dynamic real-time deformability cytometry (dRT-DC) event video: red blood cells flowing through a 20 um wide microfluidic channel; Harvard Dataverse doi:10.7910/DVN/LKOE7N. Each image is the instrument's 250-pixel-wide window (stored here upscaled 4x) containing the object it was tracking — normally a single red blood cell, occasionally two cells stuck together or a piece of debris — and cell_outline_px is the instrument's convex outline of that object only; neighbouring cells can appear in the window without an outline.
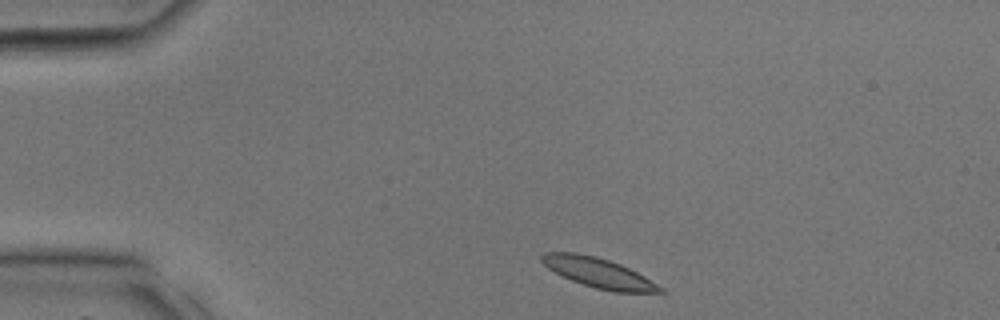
{"species": "common noctule bat (a hibernating species)", "species_latin": "Nyctalus noctula", "temperature_condition": "room temperature", "stored_images_in_passage": 7, "camera_frame_rate_fps": 3000, "um_per_image_px": 0.085, "animal": {"sex": "male", "body_mass_g": 17.9, "forearm_length_mm": 54.2}, "frame": {"image": 1, "passage_image": 1, "time_ms": 0.0, "image_size_px": [1000, 320], "cell_outline_px": [[668, 292], [612, 292], [596, 288], [572, 280], [548, 268], [540, 260], [540, 256], [544, 252], [576, 252], [596, 256], [620, 264], [644, 276], [664, 288]], "centroid_in_image_um": [50.88, 23.18], "position_along_channel_um": 34.1, "area_um2": 20.35}}
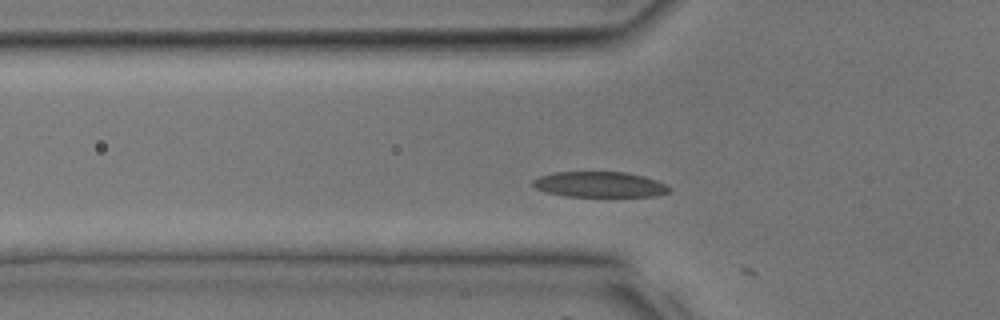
{"frame": {"image": 2, "passage_image": 6, "time_ms": 1.667, "image_size_px": [1000, 320], "cell_outline_px": [[672, 192], [652, 196], [568, 196], [548, 192], [536, 188], [532, 184], [532, 180], [540, 176], [556, 172], [624, 172], [644, 176], [656, 180], [672, 188]], "centroid_in_image_um": [51.0, 15.68], "position_along_channel_um": 74.8, "area_um2": 20.11}}